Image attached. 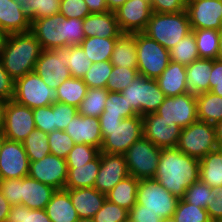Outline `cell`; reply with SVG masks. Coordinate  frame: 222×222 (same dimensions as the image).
Listing matches in <instances>:
<instances>
[{
  "label": "cell",
  "mask_w": 222,
  "mask_h": 222,
  "mask_svg": "<svg viewBox=\"0 0 222 222\" xmlns=\"http://www.w3.org/2000/svg\"><path fill=\"white\" fill-rule=\"evenodd\" d=\"M200 161L188 156L177 147L161 148L154 180L168 192L182 199L186 189L199 180Z\"/></svg>",
  "instance_id": "cell-1"
},
{
  "label": "cell",
  "mask_w": 222,
  "mask_h": 222,
  "mask_svg": "<svg viewBox=\"0 0 222 222\" xmlns=\"http://www.w3.org/2000/svg\"><path fill=\"white\" fill-rule=\"evenodd\" d=\"M42 47L40 42L29 31L8 34L0 51L3 67L16 81L27 73L34 72Z\"/></svg>",
  "instance_id": "cell-2"
},
{
  "label": "cell",
  "mask_w": 222,
  "mask_h": 222,
  "mask_svg": "<svg viewBox=\"0 0 222 222\" xmlns=\"http://www.w3.org/2000/svg\"><path fill=\"white\" fill-rule=\"evenodd\" d=\"M191 32L192 29L186 10L177 13L153 12L143 31L144 34L157 41L167 50L173 48Z\"/></svg>",
  "instance_id": "cell-3"
},
{
  "label": "cell",
  "mask_w": 222,
  "mask_h": 222,
  "mask_svg": "<svg viewBox=\"0 0 222 222\" xmlns=\"http://www.w3.org/2000/svg\"><path fill=\"white\" fill-rule=\"evenodd\" d=\"M121 93L140 116L156 112L166 98L156 79L142 75L135 77Z\"/></svg>",
  "instance_id": "cell-4"
},
{
  "label": "cell",
  "mask_w": 222,
  "mask_h": 222,
  "mask_svg": "<svg viewBox=\"0 0 222 222\" xmlns=\"http://www.w3.org/2000/svg\"><path fill=\"white\" fill-rule=\"evenodd\" d=\"M138 74L157 79L170 62L169 50L143 32L135 33Z\"/></svg>",
  "instance_id": "cell-5"
},
{
  "label": "cell",
  "mask_w": 222,
  "mask_h": 222,
  "mask_svg": "<svg viewBox=\"0 0 222 222\" xmlns=\"http://www.w3.org/2000/svg\"><path fill=\"white\" fill-rule=\"evenodd\" d=\"M176 147L188 156L202 159L217 149L215 126L207 122L195 121L181 129Z\"/></svg>",
  "instance_id": "cell-6"
},
{
  "label": "cell",
  "mask_w": 222,
  "mask_h": 222,
  "mask_svg": "<svg viewBox=\"0 0 222 222\" xmlns=\"http://www.w3.org/2000/svg\"><path fill=\"white\" fill-rule=\"evenodd\" d=\"M161 148L145 137L135 141L123 154L129 175L138 180L153 179L158 168Z\"/></svg>",
  "instance_id": "cell-7"
},
{
  "label": "cell",
  "mask_w": 222,
  "mask_h": 222,
  "mask_svg": "<svg viewBox=\"0 0 222 222\" xmlns=\"http://www.w3.org/2000/svg\"><path fill=\"white\" fill-rule=\"evenodd\" d=\"M103 137L100 152L124 154L128 148L143 137V116L124 118L114 128H101Z\"/></svg>",
  "instance_id": "cell-8"
},
{
  "label": "cell",
  "mask_w": 222,
  "mask_h": 222,
  "mask_svg": "<svg viewBox=\"0 0 222 222\" xmlns=\"http://www.w3.org/2000/svg\"><path fill=\"white\" fill-rule=\"evenodd\" d=\"M178 200L156 180H139L136 203L145 206L146 210L158 214L160 218H172Z\"/></svg>",
  "instance_id": "cell-9"
},
{
  "label": "cell",
  "mask_w": 222,
  "mask_h": 222,
  "mask_svg": "<svg viewBox=\"0 0 222 222\" xmlns=\"http://www.w3.org/2000/svg\"><path fill=\"white\" fill-rule=\"evenodd\" d=\"M70 59V46L42 50L35 64L34 72L38 74L44 83L54 90L71 77L67 64Z\"/></svg>",
  "instance_id": "cell-10"
},
{
  "label": "cell",
  "mask_w": 222,
  "mask_h": 222,
  "mask_svg": "<svg viewBox=\"0 0 222 222\" xmlns=\"http://www.w3.org/2000/svg\"><path fill=\"white\" fill-rule=\"evenodd\" d=\"M13 100L34 109L54 103L56 94L55 90L49 88L38 74L31 72L15 81Z\"/></svg>",
  "instance_id": "cell-11"
},
{
  "label": "cell",
  "mask_w": 222,
  "mask_h": 222,
  "mask_svg": "<svg viewBox=\"0 0 222 222\" xmlns=\"http://www.w3.org/2000/svg\"><path fill=\"white\" fill-rule=\"evenodd\" d=\"M156 113L163 119L173 121L181 128H185L198 120L196 95L184 93L166 97Z\"/></svg>",
  "instance_id": "cell-12"
},
{
  "label": "cell",
  "mask_w": 222,
  "mask_h": 222,
  "mask_svg": "<svg viewBox=\"0 0 222 222\" xmlns=\"http://www.w3.org/2000/svg\"><path fill=\"white\" fill-rule=\"evenodd\" d=\"M36 129L33 109L14 100L6 102L3 133L6 139L22 142Z\"/></svg>",
  "instance_id": "cell-13"
},
{
  "label": "cell",
  "mask_w": 222,
  "mask_h": 222,
  "mask_svg": "<svg viewBox=\"0 0 222 222\" xmlns=\"http://www.w3.org/2000/svg\"><path fill=\"white\" fill-rule=\"evenodd\" d=\"M67 172L66 159L49 154L39 161H30L28 176L60 190L66 185Z\"/></svg>",
  "instance_id": "cell-14"
},
{
  "label": "cell",
  "mask_w": 222,
  "mask_h": 222,
  "mask_svg": "<svg viewBox=\"0 0 222 222\" xmlns=\"http://www.w3.org/2000/svg\"><path fill=\"white\" fill-rule=\"evenodd\" d=\"M29 164L22 142L5 139L0 149V179L28 176Z\"/></svg>",
  "instance_id": "cell-15"
},
{
  "label": "cell",
  "mask_w": 222,
  "mask_h": 222,
  "mask_svg": "<svg viewBox=\"0 0 222 222\" xmlns=\"http://www.w3.org/2000/svg\"><path fill=\"white\" fill-rule=\"evenodd\" d=\"M181 127L156 112L143 116V137L160 148L176 147Z\"/></svg>",
  "instance_id": "cell-16"
},
{
  "label": "cell",
  "mask_w": 222,
  "mask_h": 222,
  "mask_svg": "<svg viewBox=\"0 0 222 222\" xmlns=\"http://www.w3.org/2000/svg\"><path fill=\"white\" fill-rule=\"evenodd\" d=\"M191 29H222V0H188Z\"/></svg>",
  "instance_id": "cell-17"
},
{
  "label": "cell",
  "mask_w": 222,
  "mask_h": 222,
  "mask_svg": "<svg viewBox=\"0 0 222 222\" xmlns=\"http://www.w3.org/2000/svg\"><path fill=\"white\" fill-rule=\"evenodd\" d=\"M152 13L150 0H127L115 11L123 33L143 32Z\"/></svg>",
  "instance_id": "cell-18"
},
{
  "label": "cell",
  "mask_w": 222,
  "mask_h": 222,
  "mask_svg": "<svg viewBox=\"0 0 222 222\" xmlns=\"http://www.w3.org/2000/svg\"><path fill=\"white\" fill-rule=\"evenodd\" d=\"M127 176H129V172L123 154L101 152V165L94 183L96 190L107 194Z\"/></svg>",
  "instance_id": "cell-19"
},
{
  "label": "cell",
  "mask_w": 222,
  "mask_h": 222,
  "mask_svg": "<svg viewBox=\"0 0 222 222\" xmlns=\"http://www.w3.org/2000/svg\"><path fill=\"white\" fill-rule=\"evenodd\" d=\"M30 32L44 50L64 47V18L60 13L31 21Z\"/></svg>",
  "instance_id": "cell-20"
},
{
  "label": "cell",
  "mask_w": 222,
  "mask_h": 222,
  "mask_svg": "<svg viewBox=\"0 0 222 222\" xmlns=\"http://www.w3.org/2000/svg\"><path fill=\"white\" fill-rule=\"evenodd\" d=\"M75 144H88L100 150L103 142L99 118L77 113L64 130Z\"/></svg>",
  "instance_id": "cell-21"
},
{
  "label": "cell",
  "mask_w": 222,
  "mask_h": 222,
  "mask_svg": "<svg viewBox=\"0 0 222 222\" xmlns=\"http://www.w3.org/2000/svg\"><path fill=\"white\" fill-rule=\"evenodd\" d=\"M83 31L85 38L105 37L118 38L121 31L115 12L91 13L83 19Z\"/></svg>",
  "instance_id": "cell-22"
},
{
  "label": "cell",
  "mask_w": 222,
  "mask_h": 222,
  "mask_svg": "<svg viewBox=\"0 0 222 222\" xmlns=\"http://www.w3.org/2000/svg\"><path fill=\"white\" fill-rule=\"evenodd\" d=\"M68 194L79 219L93 218L106 200V194L94 187L68 189Z\"/></svg>",
  "instance_id": "cell-23"
},
{
  "label": "cell",
  "mask_w": 222,
  "mask_h": 222,
  "mask_svg": "<svg viewBox=\"0 0 222 222\" xmlns=\"http://www.w3.org/2000/svg\"><path fill=\"white\" fill-rule=\"evenodd\" d=\"M0 27L8 35L31 29L30 18L13 0H0Z\"/></svg>",
  "instance_id": "cell-24"
},
{
  "label": "cell",
  "mask_w": 222,
  "mask_h": 222,
  "mask_svg": "<svg viewBox=\"0 0 222 222\" xmlns=\"http://www.w3.org/2000/svg\"><path fill=\"white\" fill-rule=\"evenodd\" d=\"M55 191L53 187L30 176L21 178L22 205L29 209H45Z\"/></svg>",
  "instance_id": "cell-25"
},
{
  "label": "cell",
  "mask_w": 222,
  "mask_h": 222,
  "mask_svg": "<svg viewBox=\"0 0 222 222\" xmlns=\"http://www.w3.org/2000/svg\"><path fill=\"white\" fill-rule=\"evenodd\" d=\"M213 59L199 58L186 66V87L188 93L201 94L210 91V74Z\"/></svg>",
  "instance_id": "cell-26"
},
{
  "label": "cell",
  "mask_w": 222,
  "mask_h": 222,
  "mask_svg": "<svg viewBox=\"0 0 222 222\" xmlns=\"http://www.w3.org/2000/svg\"><path fill=\"white\" fill-rule=\"evenodd\" d=\"M166 97L188 93L186 87V66L170 60L167 68L156 79Z\"/></svg>",
  "instance_id": "cell-27"
},
{
  "label": "cell",
  "mask_w": 222,
  "mask_h": 222,
  "mask_svg": "<svg viewBox=\"0 0 222 222\" xmlns=\"http://www.w3.org/2000/svg\"><path fill=\"white\" fill-rule=\"evenodd\" d=\"M45 210L52 222H77L79 219L69 197L68 189L56 190Z\"/></svg>",
  "instance_id": "cell-28"
},
{
  "label": "cell",
  "mask_w": 222,
  "mask_h": 222,
  "mask_svg": "<svg viewBox=\"0 0 222 222\" xmlns=\"http://www.w3.org/2000/svg\"><path fill=\"white\" fill-rule=\"evenodd\" d=\"M101 165V152L91 162L81 166H67V182L64 189L94 187Z\"/></svg>",
  "instance_id": "cell-29"
},
{
  "label": "cell",
  "mask_w": 222,
  "mask_h": 222,
  "mask_svg": "<svg viewBox=\"0 0 222 222\" xmlns=\"http://www.w3.org/2000/svg\"><path fill=\"white\" fill-rule=\"evenodd\" d=\"M110 61L113 66L137 68L135 33H122L117 38Z\"/></svg>",
  "instance_id": "cell-30"
},
{
  "label": "cell",
  "mask_w": 222,
  "mask_h": 222,
  "mask_svg": "<svg viewBox=\"0 0 222 222\" xmlns=\"http://www.w3.org/2000/svg\"><path fill=\"white\" fill-rule=\"evenodd\" d=\"M138 185L139 180L129 175L106 194V199L129 211L136 204Z\"/></svg>",
  "instance_id": "cell-31"
},
{
  "label": "cell",
  "mask_w": 222,
  "mask_h": 222,
  "mask_svg": "<svg viewBox=\"0 0 222 222\" xmlns=\"http://www.w3.org/2000/svg\"><path fill=\"white\" fill-rule=\"evenodd\" d=\"M199 161V179L212 188L222 186V150H213Z\"/></svg>",
  "instance_id": "cell-32"
},
{
  "label": "cell",
  "mask_w": 222,
  "mask_h": 222,
  "mask_svg": "<svg viewBox=\"0 0 222 222\" xmlns=\"http://www.w3.org/2000/svg\"><path fill=\"white\" fill-rule=\"evenodd\" d=\"M198 120L215 125L222 121V97L210 91L196 95Z\"/></svg>",
  "instance_id": "cell-33"
},
{
  "label": "cell",
  "mask_w": 222,
  "mask_h": 222,
  "mask_svg": "<svg viewBox=\"0 0 222 222\" xmlns=\"http://www.w3.org/2000/svg\"><path fill=\"white\" fill-rule=\"evenodd\" d=\"M88 86L82 78L70 77L62 82L55 90V102L65 103L74 107H79L85 98Z\"/></svg>",
  "instance_id": "cell-34"
},
{
  "label": "cell",
  "mask_w": 222,
  "mask_h": 222,
  "mask_svg": "<svg viewBox=\"0 0 222 222\" xmlns=\"http://www.w3.org/2000/svg\"><path fill=\"white\" fill-rule=\"evenodd\" d=\"M117 38L88 37L80 46L92 63L111 60Z\"/></svg>",
  "instance_id": "cell-35"
},
{
  "label": "cell",
  "mask_w": 222,
  "mask_h": 222,
  "mask_svg": "<svg viewBox=\"0 0 222 222\" xmlns=\"http://www.w3.org/2000/svg\"><path fill=\"white\" fill-rule=\"evenodd\" d=\"M31 21L60 12L61 0H13Z\"/></svg>",
  "instance_id": "cell-36"
},
{
  "label": "cell",
  "mask_w": 222,
  "mask_h": 222,
  "mask_svg": "<svg viewBox=\"0 0 222 222\" xmlns=\"http://www.w3.org/2000/svg\"><path fill=\"white\" fill-rule=\"evenodd\" d=\"M198 55L204 59H217L219 52V31L215 29H192Z\"/></svg>",
  "instance_id": "cell-37"
},
{
  "label": "cell",
  "mask_w": 222,
  "mask_h": 222,
  "mask_svg": "<svg viewBox=\"0 0 222 222\" xmlns=\"http://www.w3.org/2000/svg\"><path fill=\"white\" fill-rule=\"evenodd\" d=\"M108 93L106 88H88L85 98L78 107V113L82 116L99 118L105 109Z\"/></svg>",
  "instance_id": "cell-38"
},
{
  "label": "cell",
  "mask_w": 222,
  "mask_h": 222,
  "mask_svg": "<svg viewBox=\"0 0 222 222\" xmlns=\"http://www.w3.org/2000/svg\"><path fill=\"white\" fill-rule=\"evenodd\" d=\"M170 60L185 66L199 59L193 32L182 38L173 48L169 50Z\"/></svg>",
  "instance_id": "cell-39"
},
{
  "label": "cell",
  "mask_w": 222,
  "mask_h": 222,
  "mask_svg": "<svg viewBox=\"0 0 222 222\" xmlns=\"http://www.w3.org/2000/svg\"><path fill=\"white\" fill-rule=\"evenodd\" d=\"M29 161H39L51 154L48 144V134L42 130L34 129L28 137L22 141Z\"/></svg>",
  "instance_id": "cell-40"
},
{
  "label": "cell",
  "mask_w": 222,
  "mask_h": 222,
  "mask_svg": "<svg viewBox=\"0 0 222 222\" xmlns=\"http://www.w3.org/2000/svg\"><path fill=\"white\" fill-rule=\"evenodd\" d=\"M172 219L175 222H212L207 210L179 199Z\"/></svg>",
  "instance_id": "cell-41"
},
{
  "label": "cell",
  "mask_w": 222,
  "mask_h": 222,
  "mask_svg": "<svg viewBox=\"0 0 222 222\" xmlns=\"http://www.w3.org/2000/svg\"><path fill=\"white\" fill-rule=\"evenodd\" d=\"M215 193L214 188L209 187L199 179L186 189L182 199L189 204L206 209L207 202L215 198Z\"/></svg>",
  "instance_id": "cell-42"
},
{
  "label": "cell",
  "mask_w": 222,
  "mask_h": 222,
  "mask_svg": "<svg viewBox=\"0 0 222 222\" xmlns=\"http://www.w3.org/2000/svg\"><path fill=\"white\" fill-rule=\"evenodd\" d=\"M112 69L113 65L110 60L93 63L82 80L88 88H106Z\"/></svg>",
  "instance_id": "cell-43"
},
{
  "label": "cell",
  "mask_w": 222,
  "mask_h": 222,
  "mask_svg": "<svg viewBox=\"0 0 222 222\" xmlns=\"http://www.w3.org/2000/svg\"><path fill=\"white\" fill-rule=\"evenodd\" d=\"M138 75L137 68L113 66L107 80L106 89L109 92H121L129 86Z\"/></svg>",
  "instance_id": "cell-44"
},
{
  "label": "cell",
  "mask_w": 222,
  "mask_h": 222,
  "mask_svg": "<svg viewBox=\"0 0 222 222\" xmlns=\"http://www.w3.org/2000/svg\"><path fill=\"white\" fill-rule=\"evenodd\" d=\"M6 222H52L45 209H29L25 205H11Z\"/></svg>",
  "instance_id": "cell-45"
},
{
  "label": "cell",
  "mask_w": 222,
  "mask_h": 222,
  "mask_svg": "<svg viewBox=\"0 0 222 222\" xmlns=\"http://www.w3.org/2000/svg\"><path fill=\"white\" fill-rule=\"evenodd\" d=\"M101 115L122 116L130 118L138 115L128 104L126 98L121 92H109L105 101V109Z\"/></svg>",
  "instance_id": "cell-46"
},
{
  "label": "cell",
  "mask_w": 222,
  "mask_h": 222,
  "mask_svg": "<svg viewBox=\"0 0 222 222\" xmlns=\"http://www.w3.org/2000/svg\"><path fill=\"white\" fill-rule=\"evenodd\" d=\"M92 64L80 45L70 46V59L67 67L71 77L83 78Z\"/></svg>",
  "instance_id": "cell-47"
},
{
  "label": "cell",
  "mask_w": 222,
  "mask_h": 222,
  "mask_svg": "<svg viewBox=\"0 0 222 222\" xmlns=\"http://www.w3.org/2000/svg\"><path fill=\"white\" fill-rule=\"evenodd\" d=\"M48 144L52 155L66 159L75 143L65 131L54 130L48 134Z\"/></svg>",
  "instance_id": "cell-48"
},
{
  "label": "cell",
  "mask_w": 222,
  "mask_h": 222,
  "mask_svg": "<svg viewBox=\"0 0 222 222\" xmlns=\"http://www.w3.org/2000/svg\"><path fill=\"white\" fill-rule=\"evenodd\" d=\"M129 211L106 199L101 209L95 214V222H128Z\"/></svg>",
  "instance_id": "cell-49"
},
{
  "label": "cell",
  "mask_w": 222,
  "mask_h": 222,
  "mask_svg": "<svg viewBox=\"0 0 222 222\" xmlns=\"http://www.w3.org/2000/svg\"><path fill=\"white\" fill-rule=\"evenodd\" d=\"M100 153V150L88 144H74L69 152L66 163L67 166H81L94 160Z\"/></svg>",
  "instance_id": "cell-50"
},
{
  "label": "cell",
  "mask_w": 222,
  "mask_h": 222,
  "mask_svg": "<svg viewBox=\"0 0 222 222\" xmlns=\"http://www.w3.org/2000/svg\"><path fill=\"white\" fill-rule=\"evenodd\" d=\"M84 39L83 19L64 18V47L80 45Z\"/></svg>",
  "instance_id": "cell-51"
},
{
  "label": "cell",
  "mask_w": 222,
  "mask_h": 222,
  "mask_svg": "<svg viewBox=\"0 0 222 222\" xmlns=\"http://www.w3.org/2000/svg\"><path fill=\"white\" fill-rule=\"evenodd\" d=\"M33 118L36 129L42 130L47 134L56 130L53 107L51 105L34 108Z\"/></svg>",
  "instance_id": "cell-52"
},
{
  "label": "cell",
  "mask_w": 222,
  "mask_h": 222,
  "mask_svg": "<svg viewBox=\"0 0 222 222\" xmlns=\"http://www.w3.org/2000/svg\"><path fill=\"white\" fill-rule=\"evenodd\" d=\"M51 106L53 107L56 130L64 131L78 113V108L61 102H54Z\"/></svg>",
  "instance_id": "cell-53"
},
{
  "label": "cell",
  "mask_w": 222,
  "mask_h": 222,
  "mask_svg": "<svg viewBox=\"0 0 222 222\" xmlns=\"http://www.w3.org/2000/svg\"><path fill=\"white\" fill-rule=\"evenodd\" d=\"M63 18L84 19L90 13L85 0H61L60 12Z\"/></svg>",
  "instance_id": "cell-54"
},
{
  "label": "cell",
  "mask_w": 222,
  "mask_h": 222,
  "mask_svg": "<svg viewBox=\"0 0 222 222\" xmlns=\"http://www.w3.org/2000/svg\"><path fill=\"white\" fill-rule=\"evenodd\" d=\"M0 191L11 205H22L21 178L0 179Z\"/></svg>",
  "instance_id": "cell-55"
},
{
  "label": "cell",
  "mask_w": 222,
  "mask_h": 222,
  "mask_svg": "<svg viewBox=\"0 0 222 222\" xmlns=\"http://www.w3.org/2000/svg\"><path fill=\"white\" fill-rule=\"evenodd\" d=\"M188 0H150L152 12L177 13L186 10Z\"/></svg>",
  "instance_id": "cell-56"
},
{
  "label": "cell",
  "mask_w": 222,
  "mask_h": 222,
  "mask_svg": "<svg viewBox=\"0 0 222 222\" xmlns=\"http://www.w3.org/2000/svg\"><path fill=\"white\" fill-rule=\"evenodd\" d=\"M128 222H163L158 214L145 209V206L135 204L128 215Z\"/></svg>",
  "instance_id": "cell-57"
},
{
  "label": "cell",
  "mask_w": 222,
  "mask_h": 222,
  "mask_svg": "<svg viewBox=\"0 0 222 222\" xmlns=\"http://www.w3.org/2000/svg\"><path fill=\"white\" fill-rule=\"evenodd\" d=\"M15 81L6 72L0 58V100L9 101L14 97Z\"/></svg>",
  "instance_id": "cell-58"
},
{
  "label": "cell",
  "mask_w": 222,
  "mask_h": 222,
  "mask_svg": "<svg viewBox=\"0 0 222 222\" xmlns=\"http://www.w3.org/2000/svg\"><path fill=\"white\" fill-rule=\"evenodd\" d=\"M215 198L207 202L206 210L212 222H222V186L213 187Z\"/></svg>",
  "instance_id": "cell-59"
},
{
  "label": "cell",
  "mask_w": 222,
  "mask_h": 222,
  "mask_svg": "<svg viewBox=\"0 0 222 222\" xmlns=\"http://www.w3.org/2000/svg\"><path fill=\"white\" fill-rule=\"evenodd\" d=\"M123 119L122 116L100 115V128H114L119 125Z\"/></svg>",
  "instance_id": "cell-60"
},
{
  "label": "cell",
  "mask_w": 222,
  "mask_h": 222,
  "mask_svg": "<svg viewBox=\"0 0 222 222\" xmlns=\"http://www.w3.org/2000/svg\"><path fill=\"white\" fill-rule=\"evenodd\" d=\"M90 13H105L108 10L106 0H85Z\"/></svg>",
  "instance_id": "cell-61"
},
{
  "label": "cell",
  "mask_w": 222,
  "mask_h": 222,
  "mask_svg": "<svg viewBox=\"0 0 222 222\" xmlns=\"http://www.w3.org/2000/svg\"><path fill=\"white\" fill-rule=\"evenodd\" d=\"M209 81H222V61L214 59Z\"/></svg>",
  "instance_id": "cell-62"
},
{
  "label": "cell",
  "mask_w": 222,
  "mask_h": 222,
  "mask_svg": "<svg viewBox=\"0 0 222 222\" xmlns=\"http://www.w3.org/2000/svg\"><path fill=\"white\" fill-rule=\"evenodd\" d=\"M11 204L4 197L0 191V222H6L7 216L10 212Z\"/></svg>",
  "instance_id": "cell-63"
},
{
  "label": "cell",
  "mask_w": 222,
  "mask_h": 222,
  "mask_svg": "<svg viewBox=\"0 0 222 222\" xmlns=\"http://www.w3.org/2000/svg\"><path fill=\"white\" fill-rule=\"evenodd\" d=\"M127 0H106L108 10L110 12H115L119 9Z\"/></svg>",
  "instance_id": "cell-64"
},
{
  "label": "cell",
  "mask_w": 222,
  "mask_h": 222,
  "mask_svg": "<svg viewBox=\"0 0 222 222\" xmlns=\"http://www.w3.org/2000/svg\"><path fill=\"white\" fill-rule=\"evenodd\" d=\"M217 149L222 150V121L217 122L215 125Z\"/></svg>",
  "instance_id": "cell-65"
},
{
  "label": "cell",
  "mask_w": 222,
  "mask_h": 222,
  "mask_svg": "<svg viewBox=\"0 0 222 222\" xmlns=\"http://www.w3.org/2000/svg\"><path fill=\"white\" fill-rule=\"evenodd\" d=\"M210 92L222 97V81H209Z\"/></svg>",
  "instance_id": "cell-66"
},
{
  "label": "cell",
  "mask_w": 222,
  "mask_h": 222,
  "mask_svg": "<svg viewBox=\"0 0 222 222\" xmlns=\"http://www.w3.org/2000/svg\"><path fill=\"white\" fill-rule=\"evenodd\" d=\"M6 101L0 100V131H3Z\"/></svg>",
  "instance_id": "cell-67"
},
{
  "label": "cell",
  "mask_w": 222,
  "mask_h": 222,
  "mask_svg": "<svg viewBox=\"0 0 222 222\" xmlns=\"http://www.w3.org/2000/svg\"><path fill=\"white\" fill-rule=\"evenodd\" d=\"M217 59L222 61V29L219 31V52Z\"/></svg>",
  "instance_id": "cell-68"
},
{
  "label": "cell",
  "mask_w": 222,
  "mask_h": 222,
  "mask_svg": "<svg viewBox=\"0 0 222 222\" xmlns=\"http://www.w3.org/2000/svg\"><path fill=\"white\" fill-rule=\"evenodd\" d=\"M6 37H7V34L0 27V51H1L2 47L4 46Z\"/></svg>",
  "instance_id": "cell-69"
},
{
  "label": "cell",
  "mask_w": 222,
  "mask_h": 222,
  "mask_svg": "<svg viewBox=\"0 0 222 222\" xmlns=\"http://www.w3.org/2000/svg\"><path fill=\"white\" fill-rule=\"evenodd\" d=\"M6 137L3 133V131H0V149L2 147L3 142L5 141Z\"/></svg>",
  "instance_id": "cell-70"
},
{
  "label": "cell",
  "mask_w": 222,
  "mask_h": 222,
  "mask_svg": "<svg viewBox=\"0 0 222 222\" xmlns=\"http://www.w3.org/2000/svg\"><path fill=\"white\" fill-rule=\"evenodd\" d=\"M77 222H95L93 218H80Z\"/></svg>",
  "instance_id": "cell-71"
},
{
  "label": "cell",
  "mask_w": 222,
  "mask_h": 222,
  "mask_svg": "<svg viewBox=\"0 0 222 222\" xmlns=\"http://www.w3.org/2000/svg\"><path fill=\"white\" fill-rule=\"evenodd\" d=\"M163 222H175L172 218L170 219H163Z\"/></svg>",
  "instance_id": "cell-72"
}]
</instances>
